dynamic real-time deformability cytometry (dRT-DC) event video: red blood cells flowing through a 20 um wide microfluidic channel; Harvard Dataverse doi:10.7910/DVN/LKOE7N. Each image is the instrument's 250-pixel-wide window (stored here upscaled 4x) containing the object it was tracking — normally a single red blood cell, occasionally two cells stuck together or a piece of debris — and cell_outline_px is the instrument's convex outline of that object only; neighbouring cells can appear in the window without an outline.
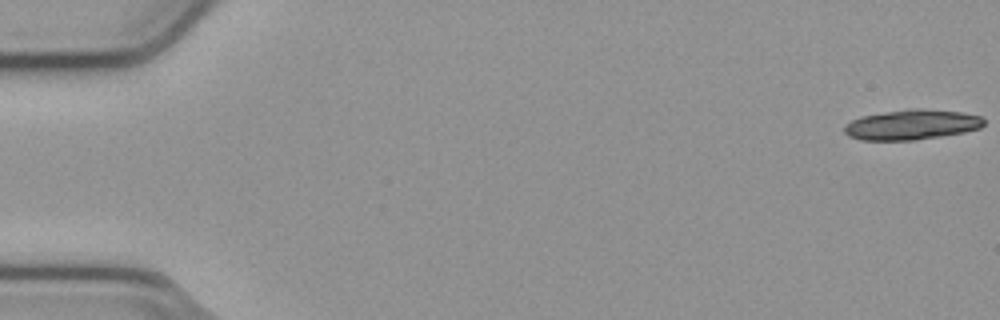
{"species": "common noctule bat (a hibernating species)", "species_latin": "Nyctalus noctula", "temperature_condition": "cold", "stored_images_in_passage": 21, "camera_frame_rate_fps": 3000, "um_per_image_px": 0.085, "animal": {"sex": "male", "body_mass_g": 23.1, "forearm_length_mm": 52.7}, "frame": {"image": 1, "passage_image": 1, "time_ms": 0.0, "image_size_px": [1000, 320], "cell_outline_px": [[984, 124], [980, 128], [964, 132], [916, 140], [860, 140], [848, 136], [844, 132], [844, 124], [860, 116], [908, 108], [920, 108], [960, 112], [980, 116], [984, 120]], "centroid_in_image_um": [77.45, 10.59], "position_along_channel_um": 7.5, "area_um2": 24.57}}